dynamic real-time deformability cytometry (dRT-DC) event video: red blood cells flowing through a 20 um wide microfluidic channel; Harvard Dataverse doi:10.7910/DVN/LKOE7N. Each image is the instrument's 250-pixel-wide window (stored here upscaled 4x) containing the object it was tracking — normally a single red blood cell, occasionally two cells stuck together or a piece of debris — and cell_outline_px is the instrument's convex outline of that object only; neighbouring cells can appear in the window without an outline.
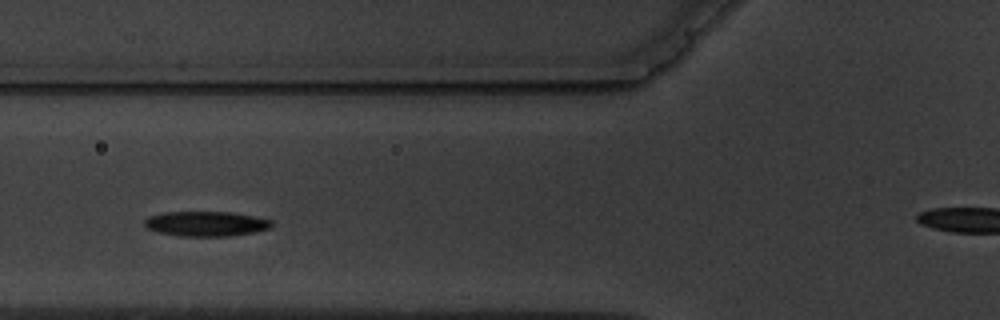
{"species": "common noctule bat (a hibernating species)", "species_latin": "Nyctalus noctula", "temperature_condition": "warm", "stored_images_in_passage": 14, "camera_frame_rate_fps": 3000, "um_per_image_px": 0.085, "animal": {"sex": "male", "body_mass_g": 19.5, "forearm_length_mm": 54.6}, "frame": {"image": 1, "passage_image": 4, "time_ms": 3.667, "image_size_px": [1000, 320], "cell_outline_px": [[272, 228], [252, 232], [228, 236], [180, 236], [156, 232], [148, 228], [144, 224], [144, 220], [148, 216], [164, 212], [232, 212], [272, 220]], "centroid_in_image_um": [17.48, 19.02], "position_along_channel_um": 108.3, "area_um2": 18.44}}
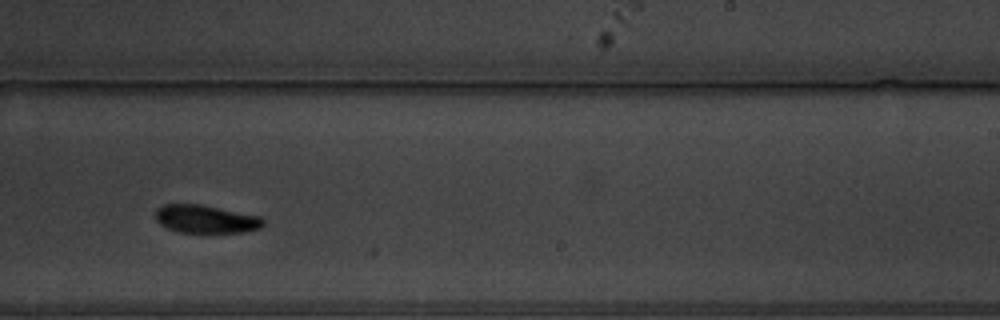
{"frame": {"image": 2, "passage_image": 8, "time_ms": 8.333, "image_size_px": [1000, 320], "cell_outline_px": [[264, 224], [260, 228], [244, 232], [208, 236], [176, 232], [160, 224], [156, 220], [156, 208], [164, 204], [200, 204], [260, 216], [264, 220]], "centroid_in_image_um": [17.49, 18.68], "position_along_channel_um": 271.5, "area_um2": 18.55}}
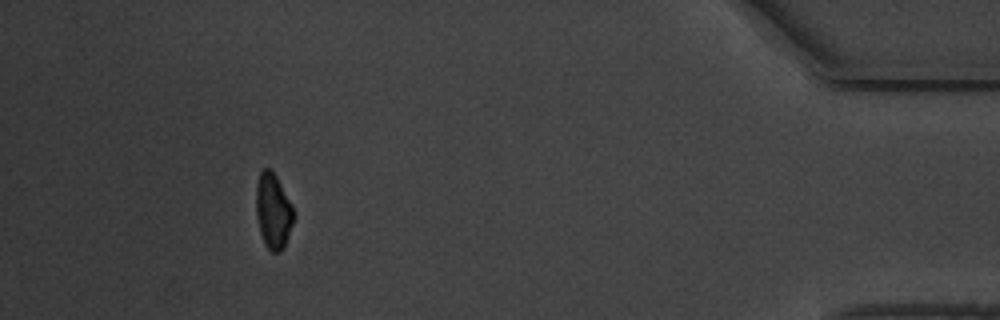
{"frame": {"image": 3, "passage_image": 13, "time_ms": 16.333, "image_size_px": [1000, 320], "cell_outline_px": [[296, 216], [284, 248], [280, 252], [272, 252], [264, 244], [260, 232], [256, 216], [256, 184], [260, 172], [264, 168], [272, 168], [292, 204]], "centroid_in_image_um": [23.23, 17.93], "position_along_channel_um": 412.0, "area_um2": 16.88}, "authors_computed_cell_mechanics": {"area_um2": 17.8891, "velocity_mm_per_s": 3.4952, "shape_relaxation_time_tau1_ms": null, "shape_relaxation_time_tau2_ms": 2.7392, "deformation_change_tau1": null, "deformation_change_tau2": 0.0596}}